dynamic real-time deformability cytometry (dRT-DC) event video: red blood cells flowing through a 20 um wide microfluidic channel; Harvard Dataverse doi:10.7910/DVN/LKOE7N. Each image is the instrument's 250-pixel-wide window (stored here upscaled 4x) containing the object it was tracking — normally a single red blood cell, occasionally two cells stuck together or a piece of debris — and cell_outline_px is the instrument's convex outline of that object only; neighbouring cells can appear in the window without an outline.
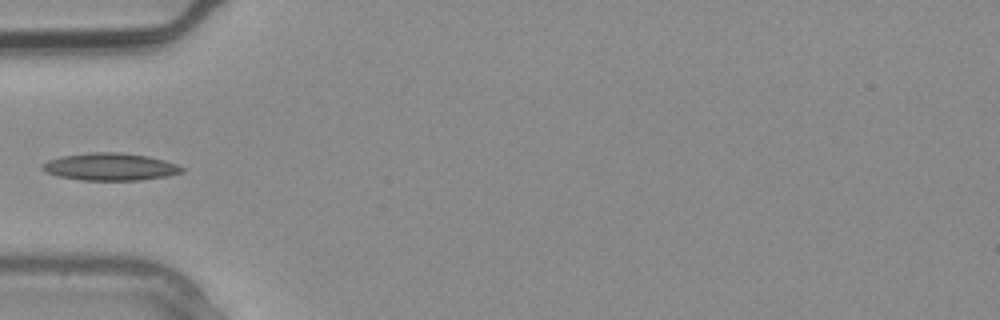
{"species": "common noctule bat (a hibernating species)", "species_latin": "Nyctalus noctula", "temperature_condition": "warm", "stored_images_in_passage": 2, "camera_frame_rate_fps": 3000, "um_per_image_px": 0.085, "animal": {"sex": "male", "body_mass_g": 20.4}, "frame": {"image": 1, "passage_image": 2, "time_ms": 0.333, "image_size_px": [1000, 320], "cell_outline_px": [[184, 172], [168, 176], [140, 180], [80, 180], [56, 176], [44, 172], [40, 168], [48, 160], [60, 156], [92, 152], [120, 152], [148, 156], [164, 160], [176, 164], [184, 168]], "centroid_in_image_um": [9.35, 14.18], "position_along_channel_um": 75.7, "area_um2": 22.43}}